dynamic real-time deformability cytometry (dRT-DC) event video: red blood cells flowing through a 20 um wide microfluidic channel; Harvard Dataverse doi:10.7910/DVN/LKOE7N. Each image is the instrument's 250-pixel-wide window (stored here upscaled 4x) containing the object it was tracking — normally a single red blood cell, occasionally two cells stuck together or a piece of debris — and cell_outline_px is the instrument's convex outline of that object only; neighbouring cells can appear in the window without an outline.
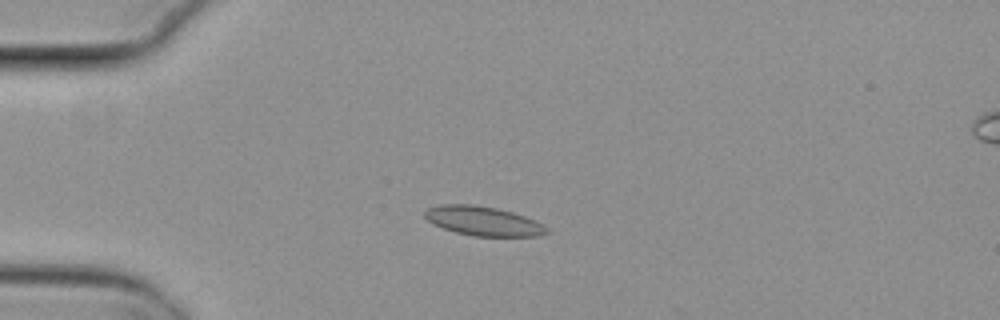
{"species": "common noctule bat (a hibernating species)", "species_latin": "Nyctalus noctula", "temperature_condition": "cold", "stored_images_in_passage": 44, "camera_frame_rate_fps": 3000, "um_per_image_px": 0.085, "animal": {"sex": "female", "body_mass_g": 29.2, "forearm_length_mm": 56.3}, "frame": {"image": 1, "passage_image": 4, "time_ms": 1.0, "image_size_px": [1000, 320], "cell_outline_px": [[552, 232], [540, 236], [472, 236], [456, 232], [432, 224], [424, 216], [424, 212], [428, 208], [440, 204], [472, 204], [496, 208], [512, 212], [536, 220], [544, 224]], "centroid_in_image_um": [41.11, 18.79], "position_along_channel_um": 43.9, "area_um2": 20.98}}
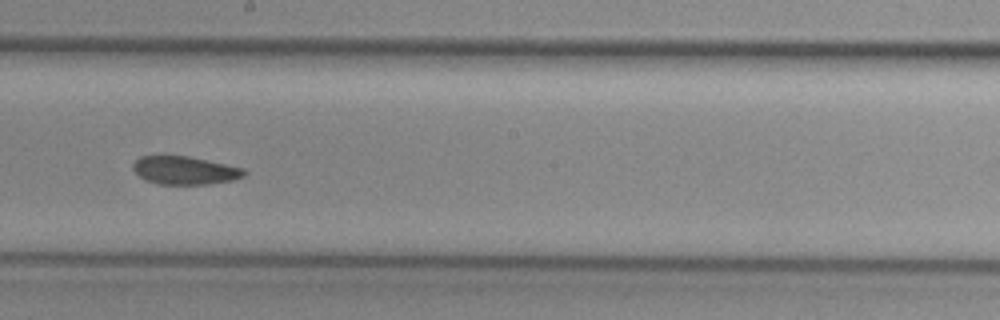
{"frame": {"image": 2, "passage_image": 21, "time_ms": 6.667, "image_size_px": [1000, 320], "cell_outline_px": [[248, 172], [244, 176], [232, 180], [208, 184], [160, 184], [144, 180], [132, 168], [132, 164], [140, 156], [188, 156], [244, 168]], "centroid_in_image_um": [15.71, 14.48], "position_along_channel_um": 232.5, "area_um2": 18.15}}
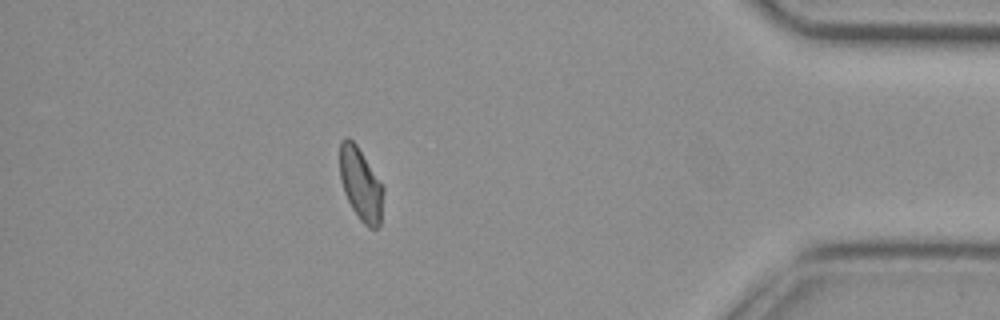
{"frame": {"image": 3, "passage_image": 38, "time_ms": 12.333, "image_size_px": [1000, 320], "cell_outline_px": [[384, 192], [380, 224], [376, 228], [368, 228], [360, 220], [352, 208], [344, 192], [340, 180], [340, 144], [344, 136], [348, 136], [356, 144], [384, 188]], "centroid_in_image_um": [30.65, 15.67], "position_along_channel_um": 404.5, "area_um2": 18.32}, "authors_computed_cell_mechanics": {"area_um2": 19.3341, "velocity_mm_per_s": 3.805, "shape_relaxation_time_tau1_ms": null, "shape_relaxation_time_tau2_ms": 4.8451, "deformation_change_tau1": null, "deformation_change_tau2": 0.0698}}